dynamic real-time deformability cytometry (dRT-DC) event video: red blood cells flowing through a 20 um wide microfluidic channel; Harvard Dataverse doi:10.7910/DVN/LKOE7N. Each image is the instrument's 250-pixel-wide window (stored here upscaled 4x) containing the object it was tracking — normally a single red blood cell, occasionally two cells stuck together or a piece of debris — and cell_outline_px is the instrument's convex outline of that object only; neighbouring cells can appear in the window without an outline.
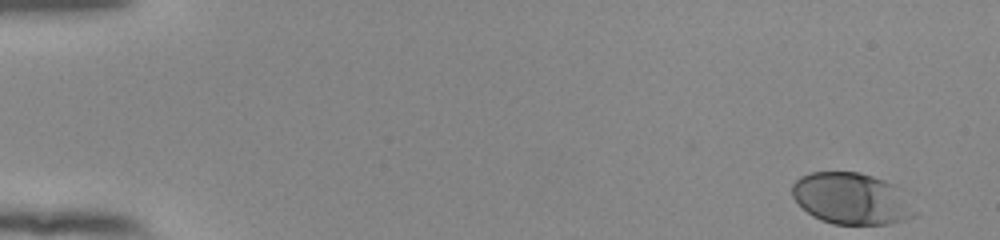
{"species": "human", "species_latin": "Homo sapiens", "temperature_condition": "room temperature", "stored_images_in_passage": 50, "camera_frame_rate_fps": 3000, "um_per_image_px": 0.085, "donor": {"sex": "female"}, "frame": {"image": 1, "passage_image": 1, "time_ms": 0.0, "image_size_px": [1000, 240], "cell_outline_px": [[916, 216], [904, 220], [888, 224], [832, 224], [820, 220], [812, 216], [792, 196], [792, 184], [800, 176], [812, 172], [860, 172], [884, 180], [892, 184], [916, 212]], "centroid_in_image_um": [72.32, 16.89], "position_along_channel_um": 12.7, "area_um2": 36.3}}
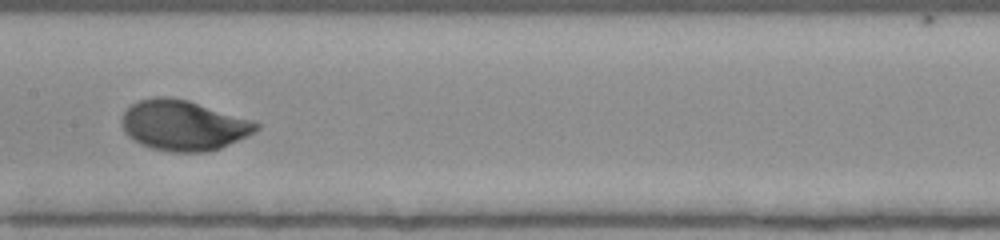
{"frame": {"image": 2, "passage_image": 27, "time_ms": 8.667, "image_size_px": [1000, 240], "cell_outline_px": [[260, 128], [248, 136], [220, 148], [204, 152], [172, 152], [152, 148], [140, 144], [128, 136], [124, 132], [124, 112], [132, 104], [140, 100], [156, 96], [168, 96], [188, 100], [256, 120], [260, 124]], "centroid_in_image_um": [15.66, 10.65], "position_along_channel_um": 191.7, "area_um2": 39.48}}
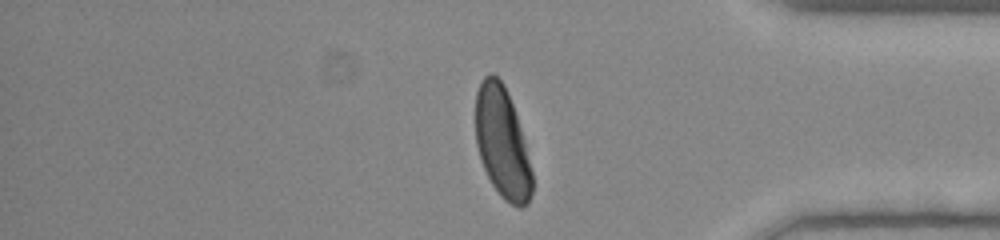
{"frame": {"image": 3, "passage_image": 44, "time_ms": 14.333, "image_size_px": [1000, 240], "cell_outline_px": [[532, 192], [528, 204], [520, 208], [504, 200], [500, 196], [492, 184], [480, 160], [476, 144], [476, 92], [480, 80], [488, 72], [492, 72], [504, 84], [508, 92], [524, 140], [532, 172]], "centroid_in_image_um": [42.67, 12.12], "position_along_channel_um": 392.5, "area_um2": 36.53}}